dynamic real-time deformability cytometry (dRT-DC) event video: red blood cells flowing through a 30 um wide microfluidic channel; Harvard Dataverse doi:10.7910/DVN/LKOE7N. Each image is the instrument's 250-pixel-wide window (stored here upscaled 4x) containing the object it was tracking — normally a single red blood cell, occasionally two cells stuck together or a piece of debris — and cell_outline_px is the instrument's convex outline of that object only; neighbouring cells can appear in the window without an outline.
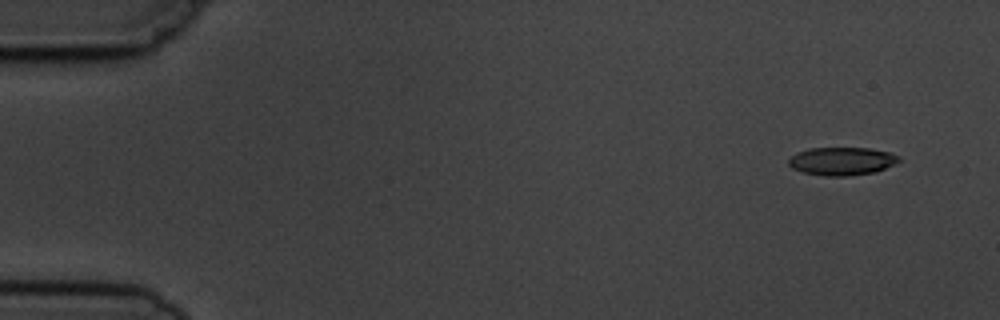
{"species": "common noctule bat (a hibernating species)", "species_latin": "Nyctalus noctula", "temperature_condition": "cold", "stored_images_in_passage": 7, "camera_frame_rate_fps": 3000, "um_per_image_px": 0.085, "animal": {"sex": "male", "body_mass_g": 19.5, "forearm_length_mm": 54.6}, "frame": {"image": 1, "passage_image": 1, "time_ms": 0.0, "image_size_px": [1000, 320], "cell_outline_px": [[900, 160], [876, 172], [848, 176], [824, 176], [804, 172], [792, 168], [788, 164], [788, 160], [796, 152], [808, 148], [868, 148], [892, 152], [900, 156]], "centroid_in_image_um": [71.55, 13.69], "position_along_channel_um": 13.4, "area_um2": 18.09}}
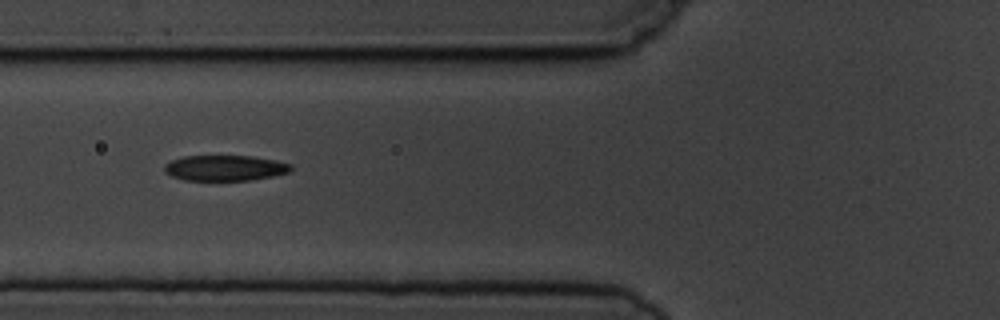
{"frame": {"image": 2, "passage_image": 6, "time_ms": 5.667, "image_size_px": [1000, 320], "cell_outline_px": [[292, 168], [288, 172], [272, 176], [248, 180], [184, 180], [172, 176], [164, 172], [164, 164], [172, 160], [184, 156], [252, 156], [276, 160], [292, 164]], "centroid_in_image_um": [19.11, 14.27], "position_along_channel_um": 106.7, "area_um2": 18.79}}
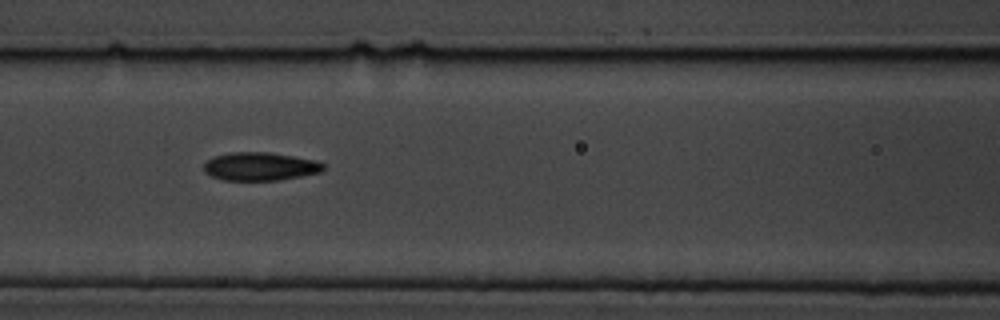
{"frame": {"image": 3, "passage_image": 7, "time_ms": 6.667, "image_size_px": [1000, 320], "cell_outline_px": [[324, 168], [320, 172], [300, 176], [276, 180], [224, 180], [212, 176], [204, 172], [204, 164], [212, 156], [228, 152], [268, 152], [316, 160], [324, 164]], "centroid_in_image_um": [22.07, 14.14], "position_along_channel_um": 144.5, "area_um2": 19.59}}